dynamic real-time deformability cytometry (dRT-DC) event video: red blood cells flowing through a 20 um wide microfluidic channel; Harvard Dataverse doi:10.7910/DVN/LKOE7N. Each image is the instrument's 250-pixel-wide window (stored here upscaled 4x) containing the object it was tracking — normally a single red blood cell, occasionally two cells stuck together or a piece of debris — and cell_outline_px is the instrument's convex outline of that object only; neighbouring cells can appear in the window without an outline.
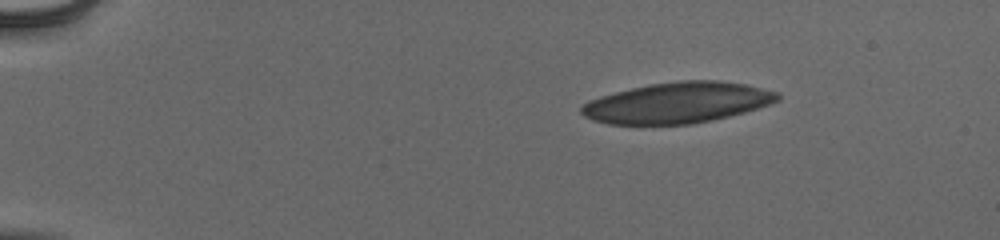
{"species": "human", "species_latin": "Homo sapiens", "temperature_condition": "cold", "stored_images_in_passage": 47, "camera_frame_rate_fps": 3000, "um_per_image_px": 0.085, "donor": {"sex": "male"}, "frame": {"image": 1, "passage_image": 1, "time_ms": 0.0, "image_size_px": [1000, 240], "cell_outline_px": [[780, 100], [744, 112], [712, 120], [692, 124], [608, 124], [592, 120], [584, 116], [580, 112], [580, 108], [588, 100], [600, 96], [648, 84], [680, 80], [716, 80], [744, 84], [780, 92]], "centroid_in_image_um": [57.57, 8.73], "position_along_channel_um": 27.4, "area_um2": 46.53}}
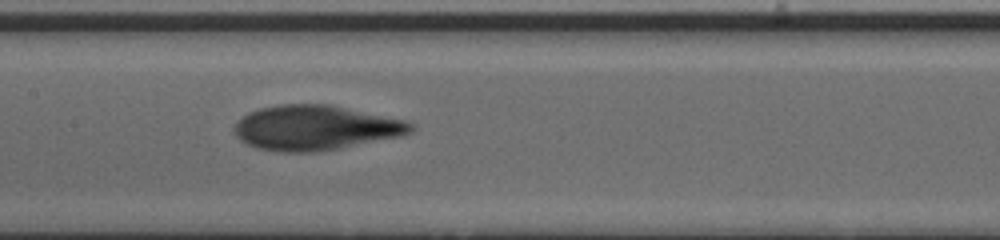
{"frame": {"image": 2, "passage_image": 21, "time_ms": 6.667, "image_size_px": [1000, 240], "cell_outline_px": [[416, 128], [412, 132], [400, 136], [336, 148], [312, 152], [284, 152], [256, 148], [240, 140], [236, 136], [232, 128], [236, 120], [248, 112], [260, 108], [284, 104], [328, 104], [404, 120], [416, 124]], "centroid_in_image_um": [26.77, 10.85], "position_along_channel_um": 180.6, "area_um2": 45.89}}
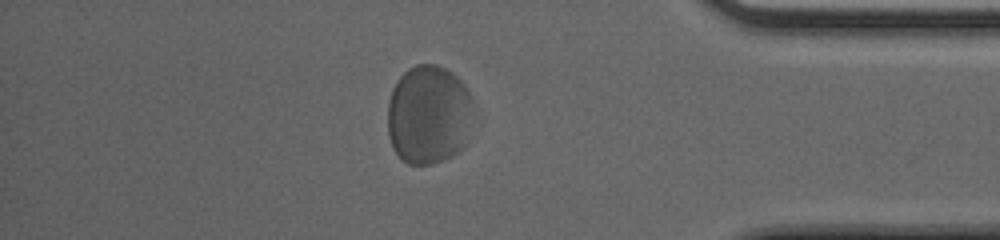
{"frame": {"image": 3, "passage_image": 40, "time_ms": 13.0, "image_size_px": [1000, 240], "cell_outline_px": [[472, 104], [464, 148], [452, 156], [432, 164], [408, 164], [392, 148], [388, 136], [388, 100], [392, 88], [396, 80], [408, 68], [416, 64], [436, 64], [452, 72], [464, 84], [472, 96]], "centroid_in_image_um": [36.4, 9.73], "position_along_channel_um": 398.8, "area_um2": 49.71}, "authors_computed_cell_mechanics": {"area_um2": 46.7602, "velocity_mm_per_s": 3.7735, "shape_relaxation_time_tau1_ms": 2.1732, "shape_relaxation_time_tau2_ms": 0.9115, "deformation_change_tau1": 0.1044, "deformation_change_tau2": 0.0619}}